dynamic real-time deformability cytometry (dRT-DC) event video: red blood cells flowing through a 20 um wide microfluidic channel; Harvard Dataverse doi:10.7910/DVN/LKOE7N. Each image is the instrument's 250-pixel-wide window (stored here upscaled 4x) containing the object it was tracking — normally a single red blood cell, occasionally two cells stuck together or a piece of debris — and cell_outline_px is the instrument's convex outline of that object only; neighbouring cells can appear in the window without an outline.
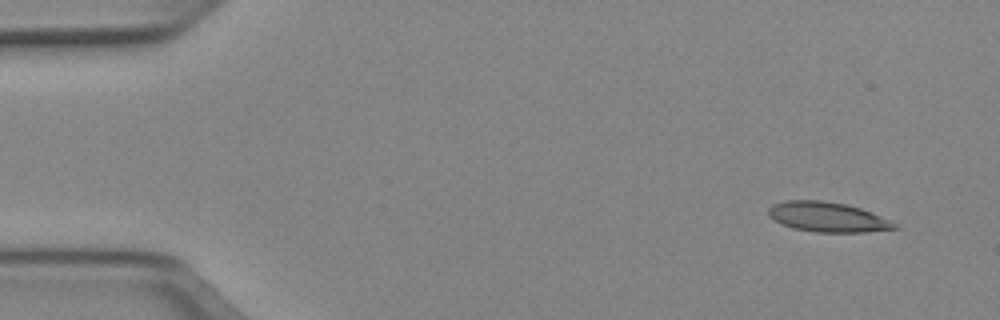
{"species": "Egyptian fruit bat (a non-hibernating species)", "species_latin": "Rousettus aegyptiacus", "temperature_condition": "cold", "stored_images_in_passage": 4, "camera_frame_rate_fps": 3000, "um_per_image_px": 0.085, "animal": {"sex": "female"}, "frame": {"image": 1, "passage_image": 1, "time_ms": 0.0, "image_size_px": [1000, 320], "cell_outline_px": [[900, 228], [864, 232], [816, 232], [792, 228], [768, 216], [768, 208], [772, 204], [784, 200], [820, 200], [848, 204], [860, 208], [892, 220]], "centroid_in_image_um": [70.35, 18.44], "position_along_channel_um": 14.6, "area_um2": 22.02}}
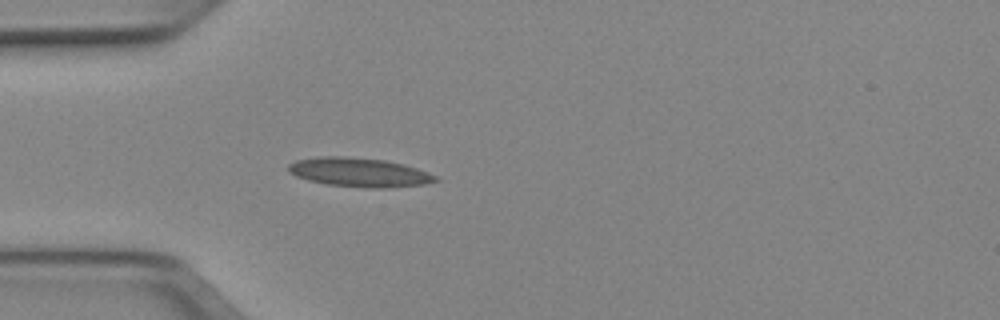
{"frame": {"image": 2, "passage_image": 4, "time_ms": 1.0, "image_size_px": [1000, 320], "cell_outline_px": [[440, 180], [424, 184], [388, 188], [368, 188], [328, 184], [308, 180], [296, 176], [288, 172], [288, 164], [296, 160], [320, 156], [344, 156], [384, 160], [404, 164], [428, 172], [436, 176]], "centroid_in_image_um": [30.53, 14.64], "position_along_channel_um": 54.5, "area_um2": 24.91}}